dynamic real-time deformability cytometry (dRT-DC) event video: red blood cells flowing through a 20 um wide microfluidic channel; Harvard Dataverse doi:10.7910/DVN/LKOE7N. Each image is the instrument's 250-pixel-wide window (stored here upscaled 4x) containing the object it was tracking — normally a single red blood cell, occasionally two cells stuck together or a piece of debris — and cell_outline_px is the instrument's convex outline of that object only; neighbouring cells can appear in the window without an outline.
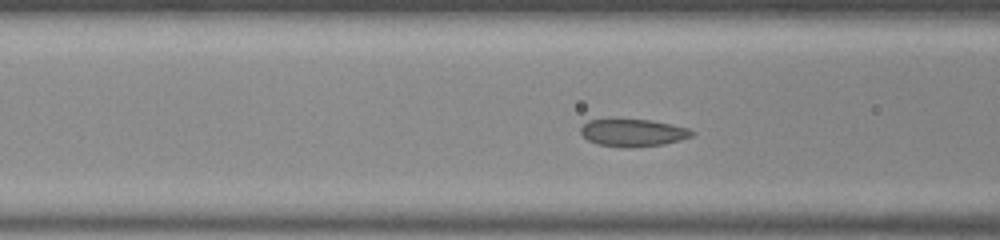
{"species": "common noctule bat (a hibernating species)", "species_latin": "Nyctalus noctula", "temperature_condition": "room temperature", "stored_images_in_passage": 16, "camera_frame_rate_fps": 3000, "um_per_image_px": 0.085, "animal": {"sex": "male", "body_mass_g": 20.0, "forearm_length_mm": 53.3}, "frame": {"image": 1, "passage_image": 7, "time_ms": 2.0, "image_size_px": [1000, 240], "cell_outline_px": [[696, 132], [692, 136], [680, 140], [664, 144], [628, 148], [596, 144], [588, 140], [580, 132], [580, 128], [588, 120], [608, 116], [652, 120], [672, 124], [688, 128]], "centroid_in_image_um": [53.75, 11.23], "position_along_channel_um": 112.8, "area_um2": 18.61}}
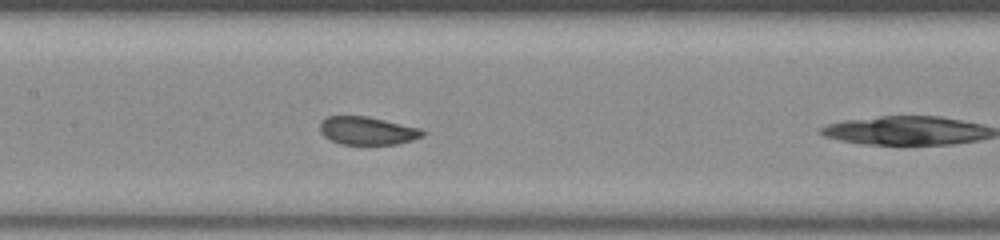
{"frame": {"image": 2, "passage_image": 12, "time_ms": 3.667, "image_size_px": [1000, 240], "cell_outline_px": [[424, 136], [412, 140], [396, 144], [340, 144], [324, 136], [320, 132], [320, 120], [328, 116], [368, 116], [424, 128]], "centroid_in_image_um": [31.25, 11.1], "position_along_channel_um": 176.1, "area_um2": 16.99}}